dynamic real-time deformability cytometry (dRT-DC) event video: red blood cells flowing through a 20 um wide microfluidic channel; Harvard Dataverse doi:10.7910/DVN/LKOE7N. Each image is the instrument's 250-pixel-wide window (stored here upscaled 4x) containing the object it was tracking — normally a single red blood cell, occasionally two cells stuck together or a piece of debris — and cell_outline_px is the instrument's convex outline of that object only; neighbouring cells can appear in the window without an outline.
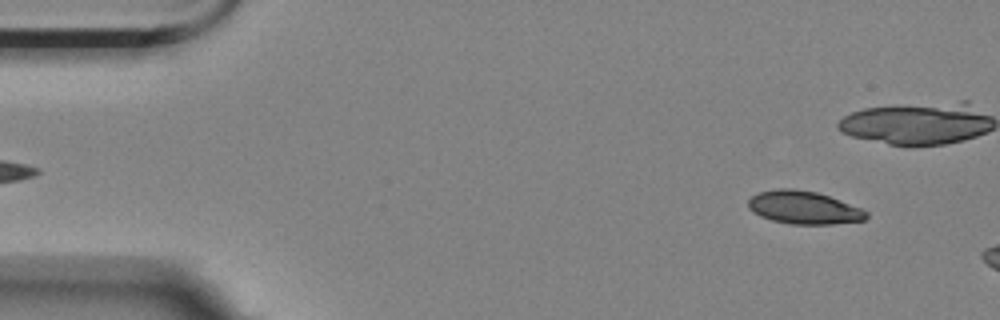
{"species": "Egyptian fruit bat (a non-hibernating species)", "species_latin": "Rousettus aegyptiacus", "temperature_condition": "room temperature", "stored_images_in_passage": 10, "camera_frame_rate_fps": 3000, "um_per_image_px": 0.085, "animal": {"sex": "female"}, "frame": {"image": 1, "passage_image": 4, "time_ms": 1.0, "image_size_px": [1000, 320], "cell_outline_px": [[868, 216], [864, 220], [832, 224], [792, 224], [772, 220], [760, 216], [752, 212], [748, 208], [748, 200], [756, 192], [776, 188], [792, 188], [816, 192], [828, 196], [860, 208], [868, 212]], "centroid_in_image_um": [68.27, 17.63], "position_along_channel_um": 16.7, "area_um2": 22.66}}